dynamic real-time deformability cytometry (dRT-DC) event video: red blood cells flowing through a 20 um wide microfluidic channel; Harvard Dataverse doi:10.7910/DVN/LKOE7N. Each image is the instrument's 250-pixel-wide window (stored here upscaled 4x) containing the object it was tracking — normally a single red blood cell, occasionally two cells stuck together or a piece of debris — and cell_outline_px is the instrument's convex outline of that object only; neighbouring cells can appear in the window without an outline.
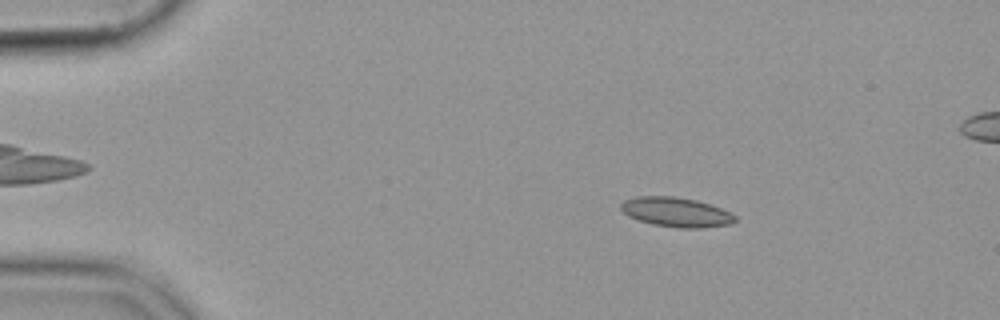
{"species": "common noctule bat (a hibernating species)", "species_latin": "Nyctalus noctula", "temperature_condition": "cold", "stored_images_in_passage": 55, "camera_frame_rate_fps": 3000, "um_per_image_px": 0.085, "animal": {"sex": "female", "body_mass_g": 19.9}, "frame": {"image": 1, "passage_image": 9, "time_ms": 2.667, "image_size_px": [1000, 320], "cell_outline_px": [[736, 220], [732, 224], [700, 228], [676, 228], [652, 224], [628, 216], [620, 208], [620, 204], [624, 200], [636, 196], [676, 196], [696, 200], [720, 208], [736, 216]], "centroid_in_image_um": [57.45, 18.03], "position_along_channel_um": 27.5, "area_um2": 19.65}}
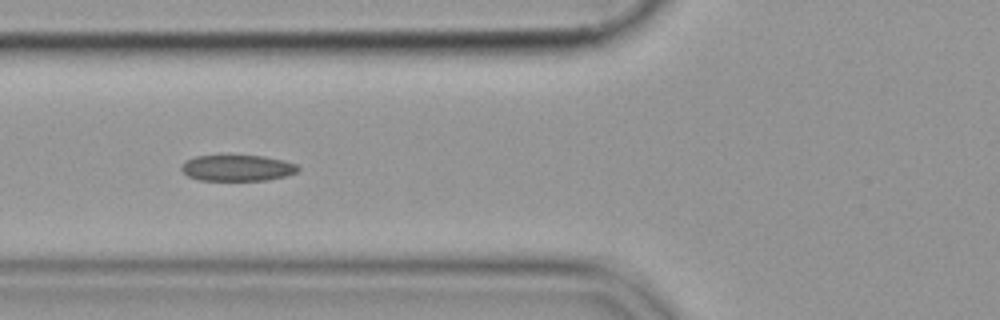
{"frame": {"image": 2, "passage_image": 21, "time_ms": 6.667, "image_size_px": [1000, 320], "cell_outline_px": [[300, 168], [296, 172], [284, 176], [268, 180], [200, 180], [188, 176], [180, 168], [180, 164], [184, 160], [196, 156], [264, 156], [284, 160], [296, 164]], "centroid_in_image_um": [20.15, 14.27], "position_along_channel_um": 105.7, "area_um2": 17.69}}
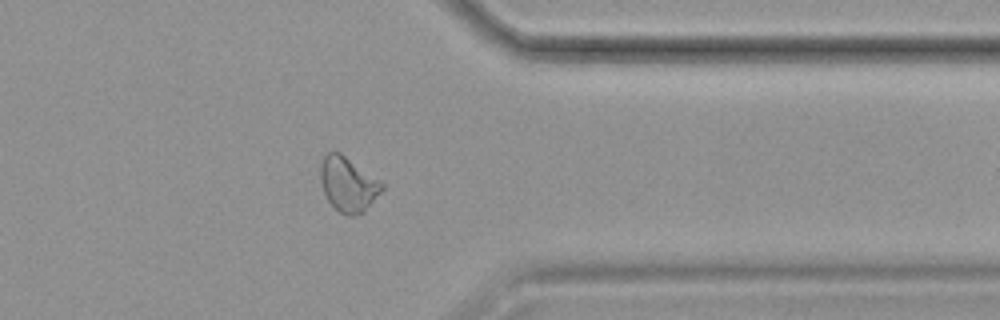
{"frame": {"image": 3, "passage_image": 44, "time_ms": 14.333, "image_size_px": [1000, 320], "cell_outline_px": [[384, 188], [364, 212], [356, 216], [348, 216], [340, 212], [328, 200], [320, 184], [320, 164], [324, 156], [328, 152], [340, 152], [384, 184]], "centroid_in_image_um": [29.57, 15.67], "position_along_channel_um": 381.8, "area_um2": 19.42}}